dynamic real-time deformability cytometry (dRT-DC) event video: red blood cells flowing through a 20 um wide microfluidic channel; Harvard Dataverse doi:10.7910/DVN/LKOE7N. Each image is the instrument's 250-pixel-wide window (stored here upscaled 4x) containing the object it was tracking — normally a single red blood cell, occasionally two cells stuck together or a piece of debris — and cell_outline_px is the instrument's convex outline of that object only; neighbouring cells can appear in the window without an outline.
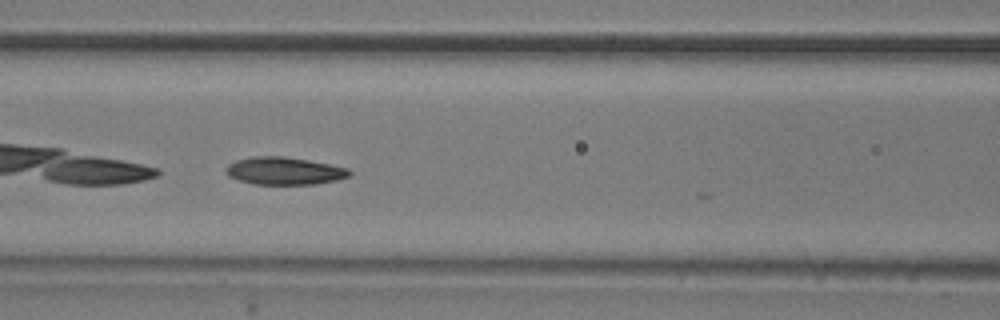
{"species": "common noctule bat (a hibernating species)", "species_latin": "Nyctalus noctula", "temperature_condition": "room temperature", "stored_images_in_passage": 9, "camera_frame_rate_fps": 3000, "um_per_image_px": 0.085, "animal": {"sex": "male", "body_mass_g": 20.5, "forearm_length_mm": 52.5}, "frame": {"image": 1, "passage_image": 6, "time_ms": 1.667, "image_size_px": [1000, 320], "cell_outline_px": [[352, 172], [348, 176], [336, 180], [316, 184], [252, 184], [228, 176], [224, 172], [224, 168], [228, 164], [236, 160], [252, 156], [284, 156], [308, 160], [348, 168]], "centroid_in_image_um": [24.11, 14.52], "position_along_channel_um": 142.5, "area_um2": 19.88}}